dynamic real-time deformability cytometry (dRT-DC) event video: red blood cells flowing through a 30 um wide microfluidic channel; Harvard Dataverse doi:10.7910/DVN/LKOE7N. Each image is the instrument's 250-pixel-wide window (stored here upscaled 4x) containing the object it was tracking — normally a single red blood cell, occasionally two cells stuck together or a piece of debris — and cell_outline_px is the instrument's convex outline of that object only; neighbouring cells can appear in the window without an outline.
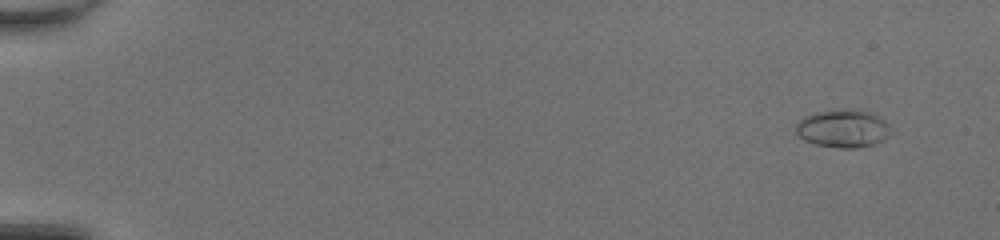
{"species": "common noctule bat (a hibernating species)", "species_latin": "Nyctalus noctula", "temperature_condition": "room temperature", "stored_images_in_passage": 52, "camera_frame_rate_fps": 3000, "um_per_image_px": 0.085, "animal": {"sex": "female", "body_mass_g": 20.0, "forearm_length_mm": 54.0}, "frame": {"image": 1, "passage_image": 5, "time_ms": 1.333, "image_size_px": [1000, 240], "cell_outline_px": [[896, 132], [884, 140], [876, 144], [856, 148], [840, 148], [816, 144], [804, 140], [796, 132], [796, 124], [804, 116], [816, 112], [852, 108], [872, 112], [884, 120]], "centroid_in_image_um": [71.74, 10.92], "position_along_channel_um": 13.3, "area_um2": 21.39}}
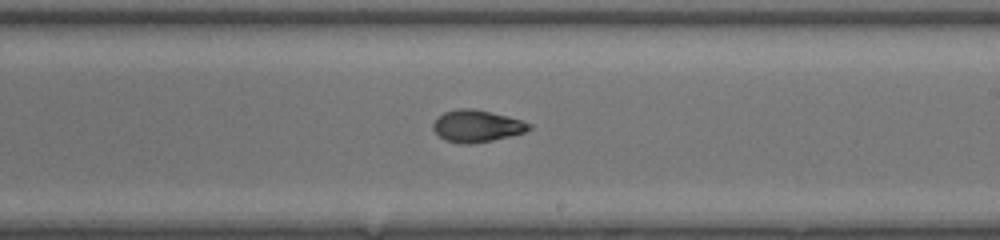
{"frame": {"image": 2, "passage_image": 33, "time_ms": 10.667, "image_size_px": [1000, 240], "cell_outline_px": [[532, 128], [524, 132], [492, 140], [472, 144], [460, 144], [444, 140], [432, 128], [432, 124], [436, 116], [444, 112], [456, 108], [472, 108], [508, 116], [532, 124]], "centroid_in_image_um": [40.48, 10.71], "position_along_channel_um": 248.5, "area_um2": 17.98}}
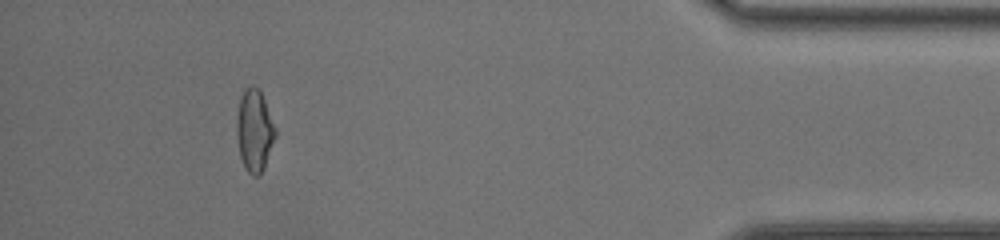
{"frame": {"image": 3, "passage_image": 48, "time_ms": 15.667, "image_size_px": [1000, 240], "cell_outline_px": [[276, 136], [264, 168], [256, 176], [252, 176], [244, 168], [240, 156], [236, 132], [236, 120], [240, 100], [244, 88], [252, 84], [260, 92], [264, 100], [276, 128]], "centroid_in_image_um": [21.62, 11.11], "position_along_channel_um": 413.6, "area_um2": 18.38}, "authors_computed_cell_mechanics": {"area_um2": 18.1203, "velocity_mm_per_s": 4.2929, "shape_relaxation_time_tau1_ms": 5.1603, "shape_relaxation_time_tau2_ms": 1.5813, "deformation_change_tau1": 0.2297, "deformation_change_tau2": 0.071}}